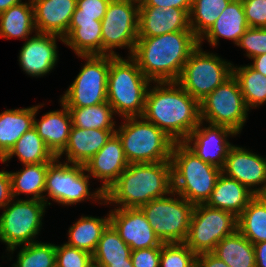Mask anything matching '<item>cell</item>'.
Instances as JSON below:
<instances>
[{
	"mask_svg": "<svg viewBox=\"0 0 266 267\" xmlns=\"http://www.w3.org/2000/svg\"><path fill=\"white\" fill-rule=\"evenodd\" d=\"M153 83L156 85L147 90L142 117L173 141L183 142L201 122L200 102L176 81Z\"/></svg>",
	"mask_w": 266,
	"mask_h": 267,
	"instance_id": "6da1fadb",
	"label": "cell"
},
{
	"mask_svg": "<svg viewBox=\"0 0 266 267\" xmlns=\"http://www.w3.org/2000/svg\"><path fill=\"white\" fill-rule=\"evenodd\" d=\"M198 45L199 39L193 31L138 37L131 57L151 82L177 81Z\"/></svg>",
	"mask_w": 266,
	"mask_h": 267,
	"instance_id": "7a4b0ae2",
	"label": "cell"
},
{
	"mask_svg": "<svg viewBox=\"0 0 266 267\" xmlns=\"http://www.w3.org/2000/svg\"><path fill=\"white\" fill-rule=\"evenodd\" d=\"M172 191L171 161L130 163L105 192L104 204L114 203L117 208H140Z\"/></svg>",
	"mask_w": 266,
	"mask_h": 267,
	"instance_id": "3957f363",
	"label": "cell"
},
{
	"mask_svg": "<svg viewBox=\"0 0 266 267\" xmlns=\"http://www.w3.org/2000/svg\"><path fill=\"white\" fill-rule=\"evenodd\" d=\"M150 83L131 56L123 59L110 55L107 102L115 115L123 118L142 117Z\"/></svg>",
	"mask_w": 266,
	"mask_h": 267,
	"instance_id": "277c9868",
	"label": "cell"
},
{
	"mask_svg": "<svg viewBox=\"0 0 266 267\" xmlns=\"http://www.w3.org/2000/svg\"><path fill=\"white\" fill-rule=\"evenodd\" d=\"M172 189L193 205L206 204L222 169L204 162L183 142H175L171 155Z\"/></svg>",
	"mask_w": 266,
	"mask_h": 267,
	"instance_id": "5b68a950",
	"label": "cell"
},
{
	"mask_svg": "<svg viewBox=\"0 0 266 267\" xmlns=\"http://www.w3.org/2000/svg\"><path fill=\"white\" fill-rule=\"evenodd\" d=\"M115 133L122 142L127 162L155 163L170 161L175 143L163 130L143 117L123 118Z\"/></svg>",
	"mask_w": 266,
	"mask_h": 267,
	"instance_id": "8992f818",
	"label": "cell"
},
{
	"mask_svg": "<svg viewBox=\"0 0 266 267\" xmlns=\"http://www.w3.org/2000/svg\"><path fill=\"white\" fill-rule=\"evenodd\" d=\"M233 75V64L198 45L190 54L176 81L191 97L201 102Z\"/></svg>",
	"mask_w": 266,
	"mask_h": 267,
	"instance_id": "52a82bcc",
	"label": "cell"
},
{
	"mask_svg": "<svg viewBox=\"0 0 266 267\" xmlns=\"http://www.w3.org/2000/svg\"><path fill=\"white\" fill-rule=\"evenodd\" d=\"M169 195L153 199L140 208L162 243H182L188 236L194 205L174 191Z\"/></svg>",
	"mask_w": 266,
	"mask_h": 267,
	"instance_id": "ba28073f",
	"label": "cell"
},
{
	"mask_svg": "<svg viewBox=\"0 0 266 267\" xmlns=\"http://www.w3.org/2000/svg\"><path fill=\"white\" fill-rule=\"evenodd\" d=\"M44 201L31 198L13 199L4 207L0 215V241L12 252L21 245L36 242L34 237L39 234L42 217L46 208Z\"/></svg>",
	"mask_w": 266,
	"mask_h": 267,
	"instance_id": "9c48e42d",
	"label": "cell"
},
{
	"mask_svg": "<svg viewBox=\"0 0 266 267\" xmlns=\"http://www.w3.org/2000/svg\"><path fill=\"white\" fill-rule=\"evenodd\" d=\"M85 172L83 164L65 161L61 163L56 157L48 165L44 192H47L48 198H51L52 201L65 206L92 198L104 203L105 193L101 188L90 193L89 178L91 177Z\"/></svg>",
	"mask_w": 266,
	"mask_h": 267,
	"instance_id": "30bf717a",
	"label": "cell"
},
{
	"mask_svg": "<svg viewBox=\"0 0 266 267\" xmlns=\"http://www.w3.org/2000/svg\"><path fill=\"white\" fill-rule=\"evenodd\" d=\"M86 63L60 101L67 108H82L107 102L110 55H78Z\"/></svg>",
	"mask_w": 266,
	"mask_h": 267,
	"instance_id": "8fae6325",
	"label": "cell"
},
{
	"mask_svg": "<svg viewBox=\"0 0 266 267\" xmlns=\"http://www.w3.org/2000/svg\"><path fill=\"white\" fill-rule=\"evenodd\" d=\"M237 231V217L207 204L194 205L185 244L196 254L210 253L224 238Z\"/></svg>",
	"mask_w": 266,
	"mask_h": 267,
	"instance_id": "7c38bea8",
	"label": "cell"
},
{
	"mask_svg": "<svg viewBox=\"0 0 266 267\" xmlns=\"http://www.w3.org/2000/svg\"><path fill=\"white\" fill-rule=\"evenodd\" d=\"M139 0H111L101 20L102 55L120 56L114 48L129 49L138 39Z\"/></svg>",
	"mask_w": 266,
	"mask_h": 267,
	"instance_id": "4fadbf2b",
	"label": "cell"
},
{
	"mask_svg": "<svg viewBox=\"0 0 266 267\" xmlns=\"http://www.w3.org/2000/svg\"><path fill=\"white\" fill-rule=\"evenodd\" d=\"M249 109L237 79L232 75L200 102V117L204 123L226 126L240 133Z\"/></svg>",
	"mask_w": 266,
	"mask_h": 267,
	"instance_id": "5bb4252c",
	"label": "cell"
},
{
	"mask_svg": "<svg viewBox=\"0 0 266 267\" xmlns=\"http://www.w3.org/2000/svg\"><path fill=\"white\" fill-rule=\"evenodd\" d=\"M208 125L202 128L201 121L183 143L204 162L222 169L233 146L227 137L236 136L238 133L226 126Z\"/></svg>",
	"mask_w": 266,
	"mask_h": 267,
	"instance_id": "9a60e30c",
	"label": "cell"
},
{
	"mask_svg": "<svg viewBox=\"0 0 266 267\" xmlns=\"http://www.w3.org/2000/svg\"><path fill=\"white\" fill-rule=\"evenodd\" d=\"M222 173L237 180L255 195H266V158L233 145Z\"/></svg>",
	"mask_w": 266,
	"mask_h": 267,
	"instance_id": "2e32d148",
	"label": "cell"
},
{
	"mask_svg": "<svg viewBox=\"0 0 266 267\" xmlns=\"http://www.w3.org/2000/svg\"><path fill=\"white\" fill-rule=\"evenodd\" d=\"M110 224L130 249L162 246L141 208H114L109 211Z\"/></svg>",
	"mask_w": 266,
	"mask_h": 267,
	"instance_id": "e0dca14e",
	"label": "cell"
},
{
	"mask_svg": "<svg viewBox=\"0 0 266 267\" xmlns=\"http://www.w3.org/2000/svg\"><path fill=\"white\" fill-rule=\"evenodd\" d=\"M26 39L19 53L22 70L33 77H41L51 72L58 60L56 39L64 42L58 35L35 32Z\"/></svg>",
	"mask_w": 266,
	"mask_h": 267,
	"instance_id": "ac0fdd59",
	"label": "cell"
},
{
	"mask_svg": "<svg viewBox=\"0 0 266 267\" xmlns=\"http://www.w3.org/2000/svg\"><path fill=\"white\" fill-rule=\"evenodd\" d=\"M120 138L114 133L106 144L87 162L84 167L93 178L101 179L100 187L105 193L128 167Z\"/></svg>",
	"mask_w": 266,
	"mask_h": 267,
	"instance_id": "d6986e66",
	"label": "cell"
},
{
	"mask_svg": "<svg viewBox=\"0 0 266 267\" xmlns=\"http://www.w3.org/2000/svg\"><path fill=\"white\" fill-rule=\"evenodd\" d=\"M176 31H192L186 10L139 6L138 37H155Z\"/></svg>",
	"mask_w": 266,
	"mask_h": 267,
	"instance_id": "ffe728a7",
	"label": "cell"
},
{
	"mask_svg": "<svg viewBox=\"0 0 266 267\" xmlns=\"http://www.w3.org/2000/svg\"><path fill=\"white\" fill-rule=\"evenodd\" d=\"M36 32L64 38L70 27L77 0H33Z\"/></svg>",
	"mask_w": 266,
	"mask_h": 267,
	"instance_id": "44dd1931",
	"label": "cell"
},
{
	"mask_svg": "<svg viewBox=\"0 0 266 267\" xmlns=\"http://www.w3.org/2000/svg\"><path fill=\"white\" fill-rule=\"evenodd\" d=\"M115 131L72 126L67 146L57 158L61 159V156L65 154L68 163L84 165L106 144Z\"/></svg>",
	"mask_w": 266,
	"mask_h": 267,
	"instance_id": "7402d4cb",
	"label": "cell"
},
{
	"mask_svg": "<svg viewBox=\"0 0 266 267\" xmlns=\"http://www.w3.org/2000/svg\"><path fill=\"white\" fill-rule=\"evenodd\" d=\"M248 28L242 0H231L215 23L199 39V45L202 46L206 39L210 46L215 47L219 43V37L231 39L237 45Z\"/></svg>",
	"mask_w": 266,
	"mask_h": 267,
	"instance_id": "603a6c76",
	"label": "cell"
},
{
	"mask_svg": "<svg viewBox=\"0 0 266 267\" xmlns=\"http://www.w3.org/2000/svg\"><path fill=\"white\" fill-rule=\"evenodd\" d=\"M60 103L62 110L50 111L39 121L34 117V128L56 157L67 146L72 127L69 109L61 101Z\"/></svg>",
	"mask_w": 266,
	"mask_h": 267,
	"instance_id": "cb8c5ba5",
	"label": "cell"
},
{
	"mask_svg": "<svg viewBox=\"0 0 266 267\" xmlns=\"http://www.w3.org/2000/svg\"><path fill=\"white\" fill-rule=\"evenodd\" d=\"M254 196L247 187L221 172L206 204L238 217Z\"/></svg>",
	"mask_w": 266,
	"mask_h": 267,
	"instance_id": "d4e9b609",
	"label": "cell"
},
{
	"mask_svg": "<svg viewBox=\"0 0 266 267\" xmlns=\"http://www.w3.org/2000/svg\"><path fill=\"white\" fill-rule=\"evenodd\" d=\"M44 104L9 109L0 113V161L7 155L16 141L34 127V117Z\"/></svg>",
	"mask_w": 266,
	"mask_h": 267,
	"instance_id": "484cf974",
	"label": "cell"
},
{
	"mask_svg": "<svg viewBox=\"0 0 266 267\" xmlns=\"http://www.w3.org/2000/svg\"><path fill=\"white\" fill-rule=\"evenodd\" d=\"M63 39L77 55H102L101 20L72 19Z\"/></svg>",
	"mask_w": 266,
	"mask_h": 267,
	"instance_id": "4316f807",
	"label": "cell"
},
{
	"mask_svg": "<svg viewBox=\"0 0 266 267\" xmlns=\"http://www.w3.org/2000/svg\"><path fill=\"white\" fill-rule=\"evenodd\" d=\"M51 162L24 164V169L17 172H9L11 178V187L13 198L20 194L33 195L31 199L44 201L46 205L51 203L47 201L45 190V180L48 165Z\"/></svg>",
	"mask_w": 266,
	"mask_h": 267,
	"instance_id": "83f0119b",
	"label": "cell"
},
{
	"mask_svg": "<svg viewBox=\"0 0 266 267\" xmlns=\"http://www.w3.org/2000/svg\"><path fill=\"white\" fill-rule=\"evenodd\" d=\"M35 31L34 8L31 0L11 6L0 13V37L28 39Z\"/></svg>",
	"mask_w": 266,
	"mask_h": 267,
	"instance_id": "f1b7e54d",
	"label": "cell"
},
{
	"mask_svg": "<svg viewBox=\"0 0 266 267\" xmlns=\"http://www.w3.org/2000/svg\"><path fill=\"white\" fill-rule=\"evenodd\" d=\"M212 253L229 267H256L254 245L238 230L224 237Z\"/></svg>",
	"mask_w": 266,
	"mask_h": 267,
	"instance_id": "f546056e",
	"label": "cell"
},
{
	"mask_svg": "<svg viewBox=\"0 0 266 267\" xmlns=\"http://www.w3.org/2000/svg\"><path fill=\"white\" fill-rule=\"evenodd\" d=\"M107 216L104 218L81 216L69 228L68 242L65 244L93 254L104 230L110 224V215Z\"/></svg>",
	"mask_w": 266,
	"mask_h": 267,
	"instance_id": "4dcf8cb0",
	"label": "cell"
},
{
	"mask_svg": "<svg viewBox=\"0 0 266 267\" xmlns=\"http://www.w3.org/2000/svg\"><path fill=\"white\" fill-rule=\"evenodd\" d=\"M237 230L253 245L266 241V195H255L237 217Z\"/></svg>",
	"mask_w": 266,
	"mask_h": 267,
	"instance_id": "1f68e13d",
	"label": "cell"
},
{
	"mask_svg": "<svg viewBox=\"0 0 266 267\" xmlns=\"http://www.w3.org/2000/svg\"><path fill=\"white\" fill-rule=\"evenodd\" d=\"M17 156L19 161L24 164L52 162L56 156L46 146L45 142L38 135L33 127L26 131L1 160L4 164L13 156Z\"/></svg>",
	"mask_w": 266,
	"mask_h": 267,
	"instance_id": "d6a6232c",
	"label": "cell"
},
{
	"mask_svg": "<svg viewBox=\"0 0 266 267\" xmlns=\"http://www.w3.org/2000/svg\"><path fill=\"white\" fill-rule=\"evenodd\" d=\"M130 247L120 238L115 228L109 224L92 254L94 267H106L110 262L131 260Z\"/></svg>",
	"mask_w": 266,
	"mask_h": 267,
	"instance_id": "836d02e7",
	"label": "cell"
},
{
	"mask_svg": "<svg viewBox=\"0 0 266 267\" xmlns=\"http://www.w3.org/2000/svg\"><path fill=\"white\" fill-rule=\"evenodd\" d=\"M233 76L237 79L241 93L250 110L266 102V76L254 70L249 64L235 67Z\"/></svg>",
	"mask_w": 266,
	"mask_h": 267,
	"instance_id": "e575fe53",
	"label": "cell"
},
{
	"mask_svg": "<svg viewBox=\"0 0 266 267\" xmlns=\"http://www.w3.org/2000/svg\"><path fill=\"white\" fill-rule=\"evenodd\" d=\"M72 126L82 129L116 130L113 115L115 114L108 102L90 107L68 108Z\"/></svg>",
	"mask_w": 266,
	"mask_h": 267,
	"instance_id": "d590c367",
	"label": "cell"
},
{
	"mask_svg": "<svg viewBox=\"0 0 266 267\" xmlns=\"http://www.w3.org/2000/svg\"><path fill=\"white\" fill-rule=\"evenodd\" d=\"M231 0H192L190 29L200 39L215 23Z\"/></svg>",
	"mask_w": 266,
	"mask_h": 267,
	"instance_id": "8d00e7d4",
	"label": "cell"
},
{
	"mask_svg": "<svg viewBox=\"0 0 266 267\" xmlns=\"http://www.w3.org/2000/svg\"><path fill=\"white\" fill-rule=\"evenodd\" d=\"M54 265H56V245L36 241L22 245L17 261L12 267H53Z\"/></svg>",
	"mask_w": 266,
	"mask_h": 267,
	"instance_id": "74e56055",
	"label": "cell"
},
{
	"mask_svg": "<svg viewBox=\"0 0 266 267\" xmlns=\"http://www.w3.org/2000/svg\"><path fill=\"white\" fill-rule=\"evenodd\" d=\"M197 255L184 243H163L159 267H196Z\"/></svg>",
	"mask_w": 266,
	"mask_h": 267,
	"instance_id": "f35d334b",
	"label": "cell"
},
{
	"mask_svg": "<svg viewBox=\"0 0 266 267\" xmlns=\"http://www.w3.org/2000/svg\"><path fill=\"white\" fill-rule=\"evenodd\" d=\"M58 267H94L92 254L67 244L56 245Z\"/></svg>",
	"mask_w": 266,
	"mask_h": 267,
	"instance_id": "ab89813d",
	"label": "cell"
},
{
	"mask_svg": "<svg viewBox=\"0 0 266 267\" xmlns=\"http://www.w3.org/2000/svg\"><path fill=\"white\" fill-rule=\"evenodd\" d=\"M238 47L246 50L249 59L266 53V28L249 27L240 37Z\"/></svg>",
	"mask_w": 266,
	"mask_h": 267,
	"instance_id": "60d3db41",
	"label": "cell"
},
{
	"mask_svg": "<svg viewBox=\"0 0 266 267\" xmlns=\"http://www.w3.org/2000/svg\"><path fill=\"white\" fill-rule=\"evenodd\" d=\"M111 0H77L72 19L102 20Z\"/></svg>",
	"mask_w": 266,
	"mask_h": 267,
	"instance_id": "b9f144b4",
	"label": "cell"
},
{
	"mask_svg": "<svg viewBox=\"0 0 266 267\" xmlns=\"http://www.w3.org/2000/svg\"><path fill=\"white\" fill-rule=\"evenodd\" d=\"M249 27L266 28V0H242Z\"/></svg>",
	"mask_w": 266,
	"mask_h": 267,
	"instance_id": "7bdbcfd3",
	"label": "cell"
},
{
	"mask_svg": "<svg viewBox=\"0 0 266 267\" xmlns=\"http://www.w3.org/2000/svg\"><path fill=\"white\" fill-rule=\"evenodd\" d=\"M162 246L136 249L131 252L133 267H159Z\"/></svg>",
	"mask_w": 266,
	"mask_h": 267,
	"instance_id": "ee69618b",
	"label": "cell"
},
{
	"mask_svg": "<svg viewBox=\"0 0 266 267\" xmlns=\"http://www.w3.org/2000/svg\"><path fill=\"white\" fill-rule=\"evenodd\" d=\"M192 0H139V6L161 7L164 9L174 7L190 13Z\"/></svg>",
	"mask_w": 266,
	"mask_h": 267,
	"instance_id": "f6af8a7d",
	"label": "cell"
},
{
	"mask_svg": "<svg viewBox=\"0 0 266 267\" xmlns=\"http://www.w3.org/2000/svg\"><path fill=\"white\" fill-rule=\"evenodd\" d=\"M12 199L10 174L8 171H0V208H4Z\"/></svg>",
	"mask_w": 266,
	"mask_h": 267,
	"instance_id": "bcb514c9",
	"label": "cell"
},
{
	"mask_svg": "<svg viewBox=\"0 0 266 267\" xmlns=\"http://www.w3.org/2000/svg\"><path fill=\"white\" fill-rule=\"evenodd\" d=\"M196 267H229L224 261L220 260L215 254L201 253L196 257Z\"/></svg>",
	"mask_w": 266,
	"mask_h": 267,
	"instance_id": "7dc6e473",
	"label": "cell"
},
{
	"mask_svg": "<svg viewBox=\"0 0 266 267\" xmlns=\"http://www.w3.org/2000/svg\"><path fill=\"white\" fill-rule=\"evenodd\" d=\"M256 267H266V241L254 244Z\"/></svg>",
	"mask_w": 266,
	"mask_h": 267,
	"instance_id": "c3c4849f",
	"label": "cell"
},
{
	"mask_svg": "<svg viewBox=\"0 0 266 267\" xmlns=\"http://www.w3.org/2000/svg\"><path fill=\"white\" fill-rule=\"evenodd\" d=\"M252 60L253 64L251 63L250 66L263 76H266V53L253 57Z\"/></svg>",
	"mask_w": 266,
	"mask_h": 267,
	"instance_id": "681fc988",
	"label": "cell"
},
{
	"mask_svg": "<svg viewBox=\"0 0 266 267\" xmlns=\"http://www.w3.org/2000/svg\"><path fill=\"white\" fill-rule=\"evenodd\" d=\"M23 3L22 0H0V13L7 11L11 6Z\"/></svg>",
	"mask_w": 266,
	"mask_h": 267,
	"instance_id": "f907efd6",
	"label": "cell"
},
{
	"mask_svg": "<svg viewBox=\"0 0 266 267\" xmlns=\"http://www.w3.org/2000/svg\"><path fill=\"white\" fill-rule=\"evenodd\" d=\"M106 267H133L131 260H125V262H110Z\"/></svg>",
	"mask_w": 266,
	"mask_h": 267,
	"instance_id": "816d5d0a",
	"label": "cell"
}]
</instances>
